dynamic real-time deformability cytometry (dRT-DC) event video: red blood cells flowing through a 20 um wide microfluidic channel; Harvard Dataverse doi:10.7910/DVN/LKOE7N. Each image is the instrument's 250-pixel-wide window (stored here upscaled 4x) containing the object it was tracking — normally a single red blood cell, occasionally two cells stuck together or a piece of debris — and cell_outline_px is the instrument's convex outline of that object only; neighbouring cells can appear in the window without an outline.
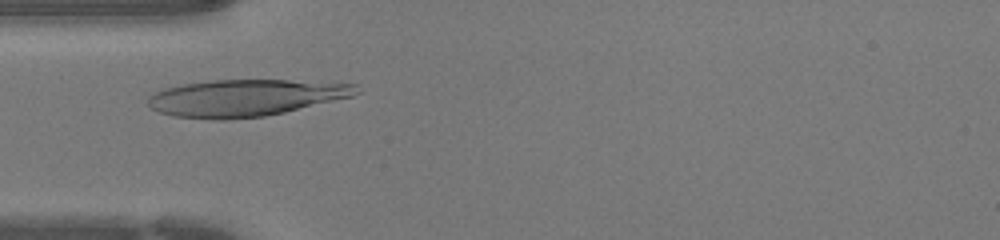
{"species": "human", "species_latin": "Homo sapiens", "temperature_condition": "warm", "stored_images_in_passage": 28, "camera_frame_rate_fps": 3000, "um_per_image_px": 0.085, "donor": {"sex": "female"}, "frame": {"image": 1, "passage_image": 4, "time_ms": 1.0, "image_size_px": [1000, 240], "cell_outline_px": [[360, 92], [352, 96], [284, 112], [264, 116], [220, 120], [216, 120], [172, 116], [160, 112], [152, 108], [148, 104], [148, 96], [164, 88], [184, 84], [212, 80], [288, 80], [356, 84]], "centroid_in_image_um": [20.83, 8.31], "position_along_channel_um": 64.2, "area_um2": 44.39}}
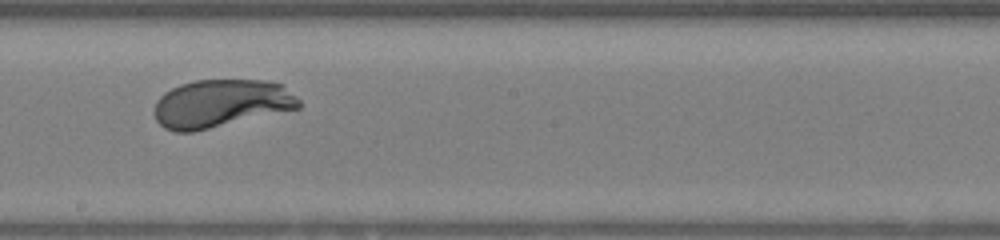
{"frame": {"image": 2, "passage_image": 15, "time_ms": 4.667, "image_size_px": [1000, 240], "cell_outline_px": [[300, 108], [192, 132], [176, 132], [164, 128], [156, 120], [156, 100], [164, 92], [180, 84], [196, 80], [264, 80], [284, 84], [300, 100]], "centroid_in_image_um": [18.8, 8.78], "position_along_channel_um": 229.4, "area_um2": 40.34}}
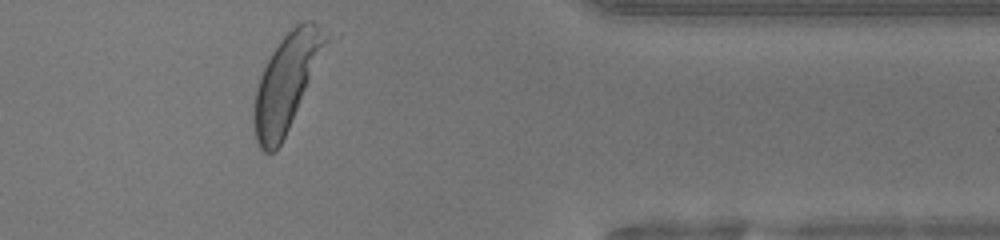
{"frame": {"image": 3, "passage_image": 27, "time_ms": 8.667, "image_size_px": [1000, 240], "cell_outline_px": [[340, 36], [280, 144], [272, 152], [264, 152], [260, 148], [256, 140], [252, 124], [252, 112], [256, 88], [260, 76], [272, 52], [280, 40], [296, 24], [304, 20], [312, 20], [340, 32]], "centroid_in_image_um": [24.6, 6.8], "position_along_channel_um": 386.8, "area_um2": 43.81}}